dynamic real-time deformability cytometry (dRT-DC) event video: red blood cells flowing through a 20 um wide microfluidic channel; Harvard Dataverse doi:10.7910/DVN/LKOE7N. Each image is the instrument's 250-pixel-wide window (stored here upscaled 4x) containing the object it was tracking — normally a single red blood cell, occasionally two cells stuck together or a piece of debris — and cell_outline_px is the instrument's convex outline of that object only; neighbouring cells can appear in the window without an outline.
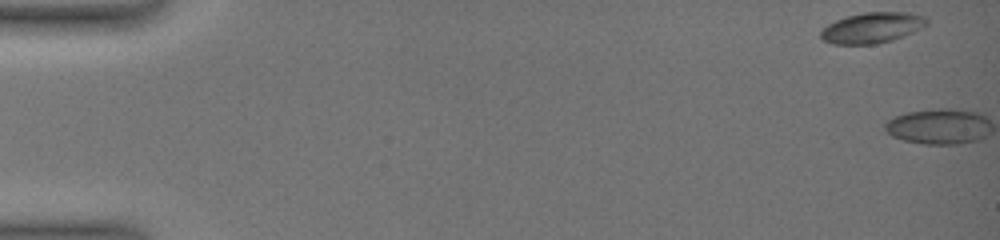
{"species": "common noctule bat (a hibernating species)", "species_latin": "Nyctalus noctula", "temperature_condition": "warm", "stored_images_in_passage": 2, "camera_frame_rate_fps": 3000, "um_per_image_px": 0.085, "animal": {"sex": "female", "body_mass_g": 19.0, "forearm_length_mm": 51.5}, "frame": {"image": 1, "passage_image": 1, "time_ms": 0.0, "image_size_px": [1000, 240], "cell_outline_px": [[928, 24], [924, 28], [904, 36], [892, 40], [876, 44], [832, 44], [824, 40], [820, 36], [820, 32], [828, 24], [836, 20], [848, 16], [864, 12], [912, 12], [924, 16], [928, 20]], "centroid_in_image_um": [74.18, 2.35], "position_along_channel_um": 10.8, "area_um2": 19.07}}